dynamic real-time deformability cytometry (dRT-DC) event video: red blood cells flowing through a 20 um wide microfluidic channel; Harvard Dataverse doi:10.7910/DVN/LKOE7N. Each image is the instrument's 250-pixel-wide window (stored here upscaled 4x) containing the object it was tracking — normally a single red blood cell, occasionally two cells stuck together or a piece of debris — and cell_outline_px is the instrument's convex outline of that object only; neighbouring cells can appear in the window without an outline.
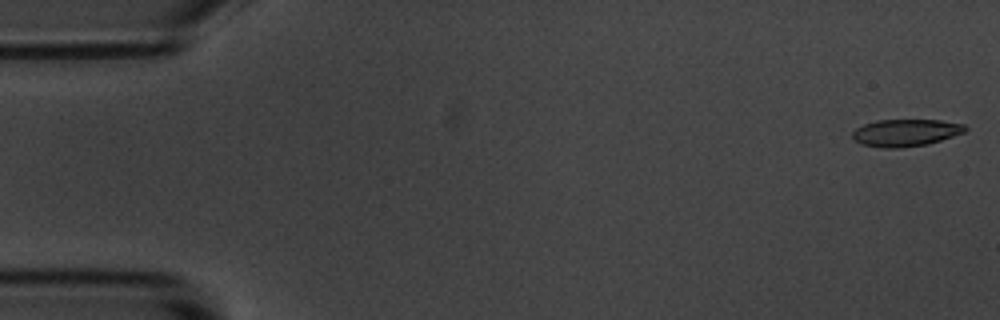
{"species": "common noctule bat (a hibernating species)", "species_latin": "Nyctalus noctula", "temperature_condition": "room temperature", "stored_images_in_passage": 49, "camera_frame_rate_fps": 3000, "um_per_image_px": 0.085, "animal": {"sex": "male", "body_mass_g": 20.1, "forearm_length_mm": 53.5}, "frame": {"image": 1, "passage_image": 1, "time_ms": 0.0, "image_size_px": [1000, 320], "cell_outline_px": [[968, 128], [964, 132], [928, 144], [896, 148], [884, 148], [860, 144], [852, 136], [852, 132], [856, 128], [864, 124], [876, 120], [940, 120], [964, 124]], "centroid_in_image_um": [76.96, 11.27], "position_along_channel_um": 8.0, "area_um2": 17.74}}
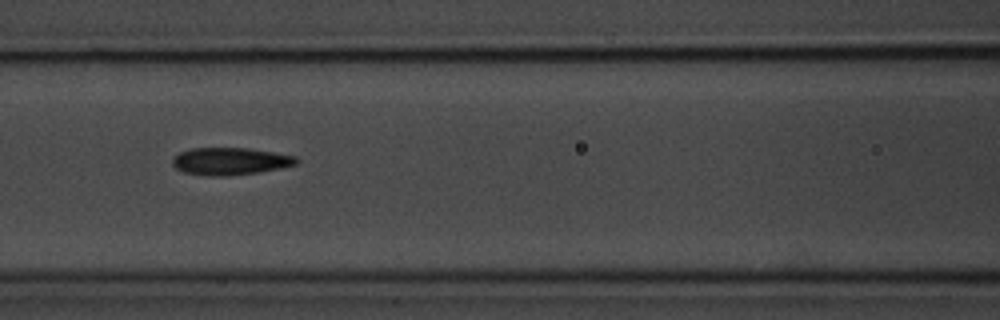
{"frame": {"image": 2, "passage_image": 23, "time_ms": 7.333, "image_size_px": [1000, 320], "cell_outline_px": [[300, 160], [296, 164], [280, 168], [256, 172], [224, 176], [208, 176], [184, 172], [176, 168], [172, 164], [172, 156], [188, 148], [248, 148], [296, 156]], "centroid_in_image_um": [19.53, 13.69], "position_along_channel_um": 147.1, "area_um2": 19.71}}
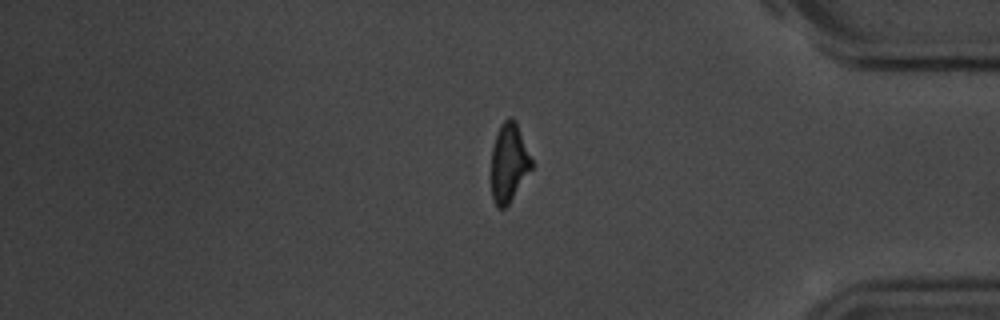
{"frame": {"image": 3, "passage_image": 45, "time_ms": 14.667, "image_size_px": [1000, 320], "cell_outline_px": [[532, 168], [508, 204], [504, 208], [496, 208], [492, 200], [492, 148], [500, 124], [508, 116], [512, 116], [516, 120], [532, 160]], "centroid_in_image_um": [43.25, 13.81], "position_along_channel_um": 392.0, "area_um2": 18.38}, "authors_computed_cell_mechanics": {"area_um2": 19.3052, "velocity_mm_per_s": 3.6886, "shape_relaxation_time_tau1_ms": 4.6631, "shape_relaxation_time_tau2_ms": 3.3323, "deformation_change_tau1": 0.157, "deformation_change_tau2": 0.1324}}